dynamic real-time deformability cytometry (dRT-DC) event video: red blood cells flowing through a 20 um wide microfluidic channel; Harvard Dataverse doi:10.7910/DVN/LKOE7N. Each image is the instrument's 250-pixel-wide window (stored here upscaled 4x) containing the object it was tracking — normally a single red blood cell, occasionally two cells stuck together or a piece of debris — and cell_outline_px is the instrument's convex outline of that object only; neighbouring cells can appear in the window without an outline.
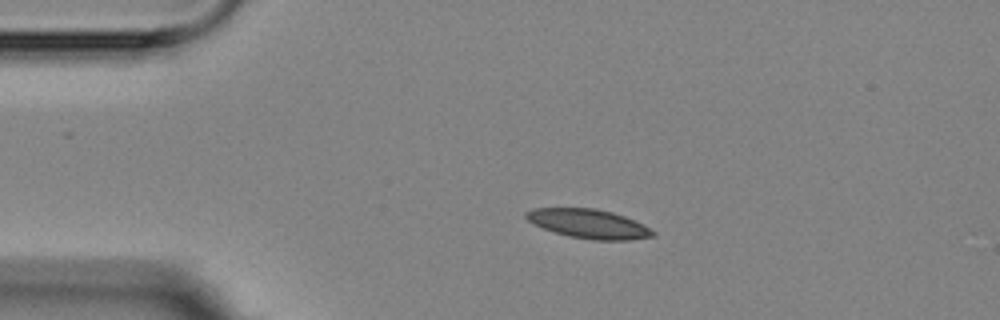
{"species": "Egyptian fruit bat (a non-hibernating species)", "species_latin": "Rousettus aegyptiacus", "temperature_condition": "room temperature", "stored_images_in_passage": 3, "camera_frame_rate_fps": 3000, "um_per_image_px": 0.085, "animal": {"sex": "female"}, "frame": {"image": 1, "passage_image": 2, "time_ms": 2.0, "image_size_px": [1000, 320], "cell_outline_px": [[656, 236], [632, 240], [592, 240], [568, 236], [532, 224], [524, 216], [524, 212], [532, 208], [596, 208], [612, 212], [624, 216], [656, 232]], "centroid_in_image_um": [50.01, 19.02], "position_along_channel_um": 35.0, "area_um2": 21.5}}